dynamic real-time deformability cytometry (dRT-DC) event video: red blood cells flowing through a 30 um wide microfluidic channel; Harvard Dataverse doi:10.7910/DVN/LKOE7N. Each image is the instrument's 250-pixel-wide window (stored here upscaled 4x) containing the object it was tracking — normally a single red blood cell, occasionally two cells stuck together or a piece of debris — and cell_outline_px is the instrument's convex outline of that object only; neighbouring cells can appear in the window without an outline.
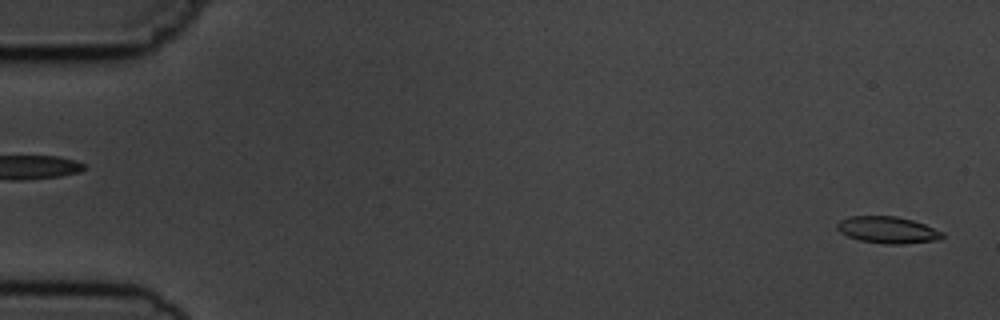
{"species": "common noctule bat (a hibernating species)", "species_latin": "Nyctalus noctula", "temperature_condition": "cold", "stored_images_in_passage": 6, "segment_of_instrument_passage": [2, 2], "camera_frame_rate_fps": 3000, "um_per_image_px": 0.085, "animal": {"sex": "male", "body_mass_g": 19.5, "forearm_length_mm": 54.6}, "frame": {"image": 1, "passage_image": 6, "time_ms": 6.0, "image_size_px": [1000, 320], "cell_outline_px": [[944, 236], [940, 240], [904, 244], [884, 244], [860, 240], [848, 236], [840, 232], [836, 228], [836, 224], [840, 220], [848, 216], [896, 216], [912, 220], [924, 224], [944, 232]], "centroid_in_image_um": [75.46, 19.54], "position_along_channel_um": 9.5, "area_um2": 16.53}}